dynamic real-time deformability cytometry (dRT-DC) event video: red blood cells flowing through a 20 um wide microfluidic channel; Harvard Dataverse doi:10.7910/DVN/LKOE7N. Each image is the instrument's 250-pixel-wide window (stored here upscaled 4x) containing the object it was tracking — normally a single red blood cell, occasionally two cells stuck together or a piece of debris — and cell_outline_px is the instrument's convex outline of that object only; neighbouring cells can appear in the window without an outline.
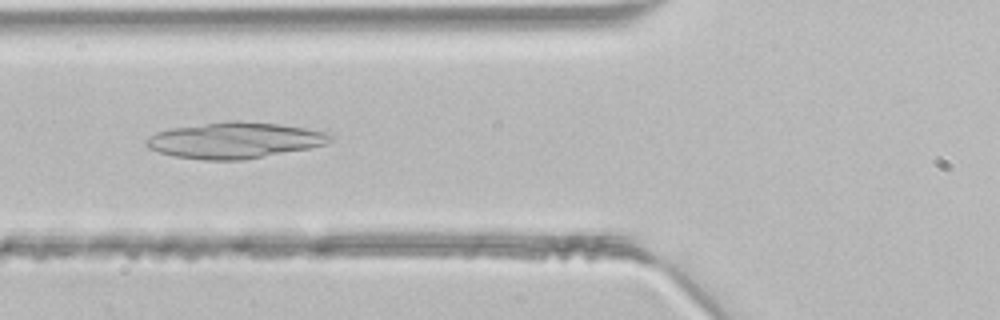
{"species": "common noctule bat (a hibernating species)", "species_latin": "Nyctalus noctula", "temperature_condition": "room temperature", "stored_images_in_passage": 32, "camera_frame_rate_fps": 3000, "um_per_image_px": 0.085, "animal": {"sex": "male", "body_mass_g": 21.5, "forearm_length_mm": 52.0}, "frame": {"image": 1, "passage_image": 4, "time_ms": 1.0, "image_size_px": [1000, 320], "cell_outline_px": [[332, 140], [324, 144], [308, 148], [240, 160], [204, 160], [176, 156], [160, 152], [148, 148], [144, 144], [144, 140], [148, 136], [156, 132], [172, 128], [224, 120], [240, 120], [276, 124], [304, 128], [324, 132], [332, 136]], "centroid_in_image_um": [19.87, 11.91], "position_along_channel_um": 105.9, "area_um2": 38.38}}
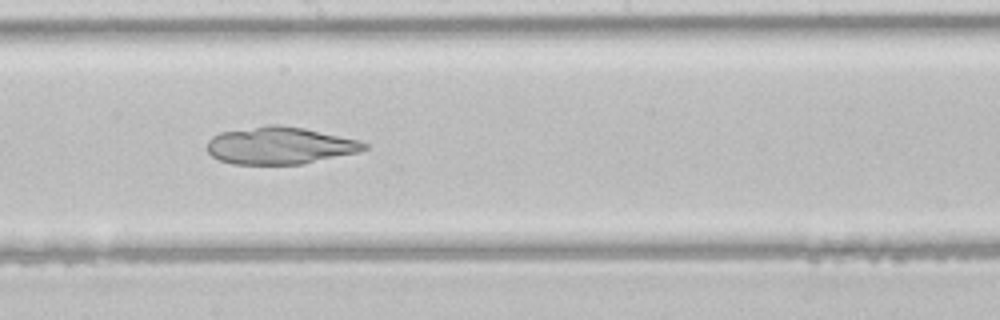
{"frame": {"image": 2, "passage_image": 12, "time_ms": 3.667, "image_size_px": [1000, 320], "cell_outline_px": [[368, 148], [360, 152], [300, 164], [232, 164], [220, 160], [212, 156], [208, 152], [208, 140], [212, 136], [220, 132], [268, 124], [280, 124], [304, 128], [356, 140], [368, 144]], "centroid_in_image_um": [23.76, 12.37], "position_along_channel_um": 224.4, "area_um2": 33.99}}
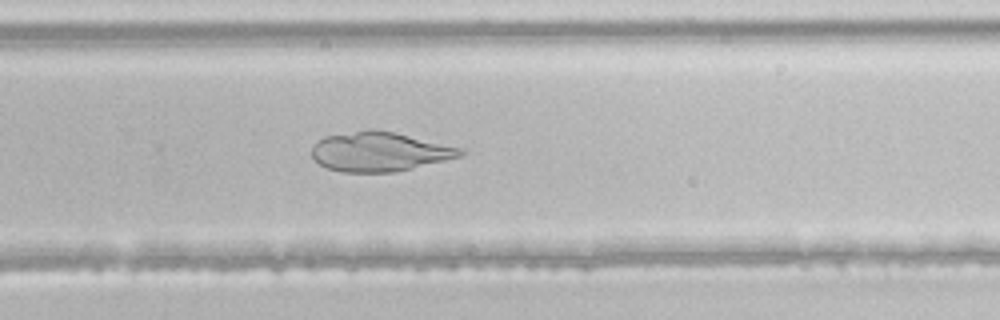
{"frame": {"image": 3, "passage_image": 17, "time_ms": 5.333, "image_size_px": [1000, 320], "cell_outline_px": [[464, 152], [460, 156], [396, 172], [340, 172], [328, 168], [320, 164], [312, 156], [312, 144], [316, 140], [324, 136], [368, 128], [372, 128], [396, 132], [464, 148]], "centroid_in_image_um": [32.23, 12.87], "position_along_channel_um": 297.6, "area_um2": 34.39}}